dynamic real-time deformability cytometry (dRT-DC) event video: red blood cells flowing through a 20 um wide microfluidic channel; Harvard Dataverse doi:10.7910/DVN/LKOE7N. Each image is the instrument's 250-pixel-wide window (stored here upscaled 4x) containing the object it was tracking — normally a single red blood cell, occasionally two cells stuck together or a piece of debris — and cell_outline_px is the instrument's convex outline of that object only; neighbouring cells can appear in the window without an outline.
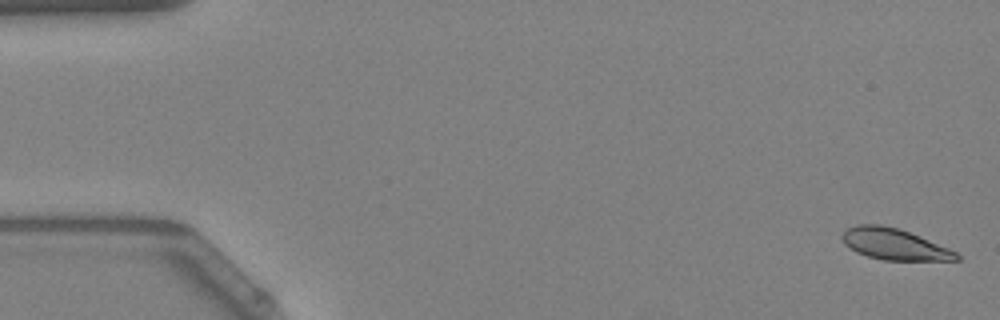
{"species": "Egyptian fruit bat (a non-hibernating species)", "species_latin": "Rousettus aegyptiacus", "temperature_condition": "warm", "stored_images_in_passage": 52, "camera_frame_rate_fps": 3000, "um_per_image_px": 0.085, "animal": {"sex": "female"}, "frame": {"image": 1, "passage_image": 1, "time_ms": 0.0, "image_size_px": [1000, 320], "cell_outline_px": [[960, 260], [884, 260], [868, 256], [856, 252], [844, 244], [840, 236], [848, 228], [860, 224], [880, 224], [896, 228], [920, 236], [948, 248], [956, 252], [960, 256]], "centroid_in_image_um": [75.99, 20.76], "position_along_channel_um": 9.0, "area_um2": 20.58}}
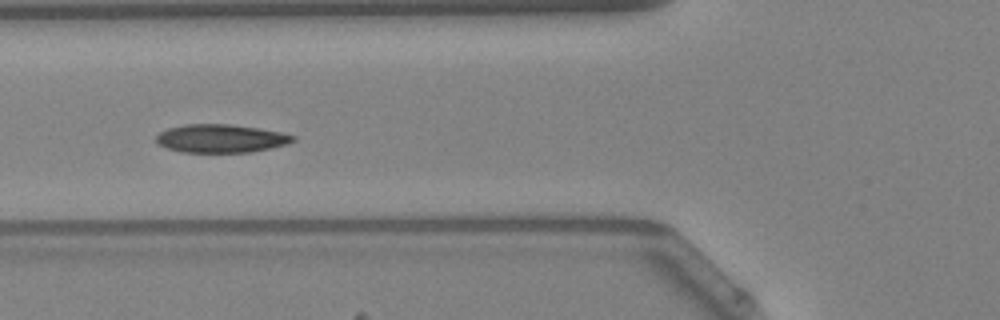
{"frame": {"image": 2, "passage_image": 20, "time_ms": 6.333, "image_size_px": [1000, 320], "cell_outline_px": [[296, 140], [288, 144], [272, 148], [252, 152], [180, 152], [156, 144], [156, 136], [160, 132], [168, 128], [184, 124], [228, 124], [260, 128], [284, 132], [296, 136]], "centroid_in_image_um": [18.81, 11.77], "position_along_channel_um": 107.0, "area_um2": 22.83}}
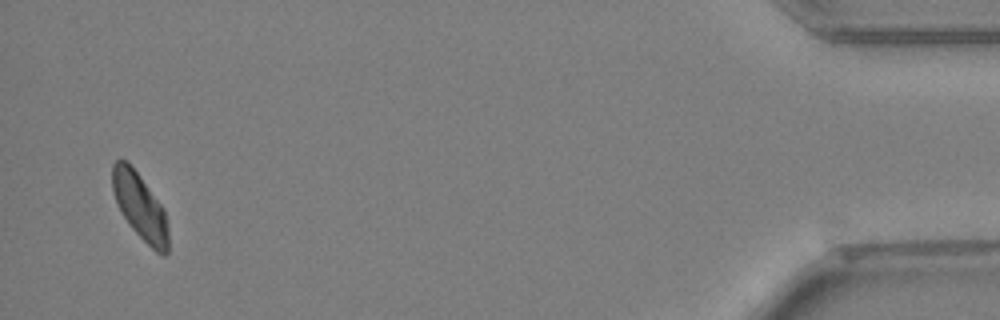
{"frame": {"image": 3, "passage_image": 51, "time_ms": 16.667, "image_size_px": [1000, 320], "cell_outline_px": [[168, 252], [164, 256], [156, 252], [132, 228], [124, 216], [116, 200], [112, 188], [112, 164], [116, 160], [128, 160], [164, 208], [168, 228]], "centroid_in_image_um": [11.91, 17.53], "position_along_channel_um": 423.3, "area_um2": 21.39}, "authors_computed_cell_mechanics": {"area_um2": 22.1663, "velocity_mm_per_s": 3.8726, "shape_relaxation_time_tau1_ms": 3.7885, "shape_relaxation_time_tau2_ms": null, "deformation_change_tau1": 0.0934, "deformation_change_tau2": null}}